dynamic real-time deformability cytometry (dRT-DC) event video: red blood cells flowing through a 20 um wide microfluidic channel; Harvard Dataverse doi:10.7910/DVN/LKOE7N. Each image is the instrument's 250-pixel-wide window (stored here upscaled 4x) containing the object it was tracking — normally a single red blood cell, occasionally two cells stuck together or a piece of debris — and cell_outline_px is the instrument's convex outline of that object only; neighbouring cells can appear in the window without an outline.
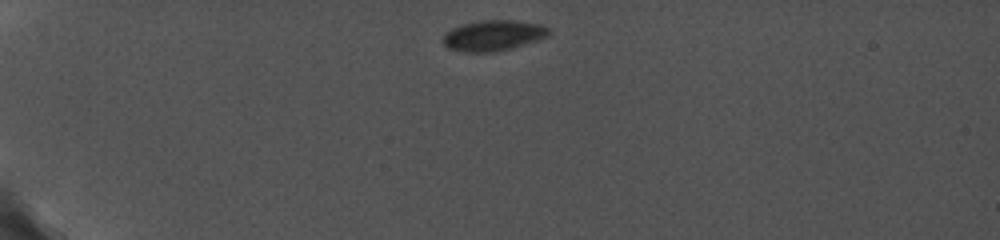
{"species": "common noctule bat (a hibernating species)", "species_latin": "Nyctalus noctula", "temperature_condition": "cold", "stored_images_in_passage": 17, "camera_frame_rate_fps": 5000, "um_per_image_px": 0.085, "animal": {"sex": "female", "body_mass_g": 19.0, "forearm_length_mm": 56.7}, "frame": {"image": 1, "passage_image": 1, "time_ms": 0.0, "image_size_px": [1000, 240], "cell_outline_px": [[552, 32], [548, 36], [512, 48], [492, 52], [464, 52], [448, 48], [444, 44], [444, 32], [452, 28], [464, 24], [484, 20], [512, 20], [540, 24], [548, 28]], "centroid_in_image_um": [41.93, 3.02], "position_along_channel_um": 43.1, "area_um2": 18.73}}
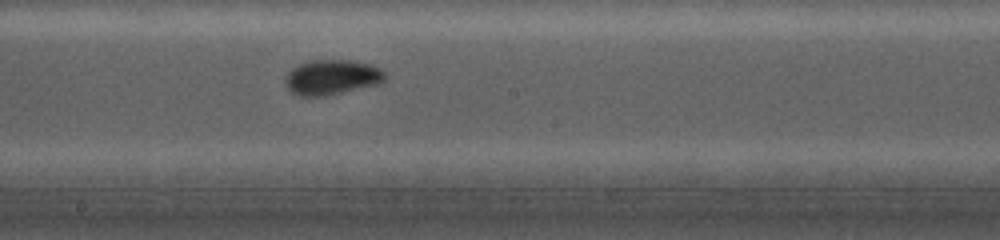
{"frame": {"image": 2, "passage_image": 7, "time_ms": 6.2, "image_size_px": [1000, 240], "cell_outline_px": [[388, 76], [380, 84], [324, 96], [300, 96], [292, 92], [288, 88], [284, 80], [288, 72], [292, 68], [300, 64], [312, 60], [352, 60], [372, 64], [380, 68]], "centroid_in_image_um": [28.24, 6.56], "position_along_channel_um": 220.0, "area_um2": 20.46}}
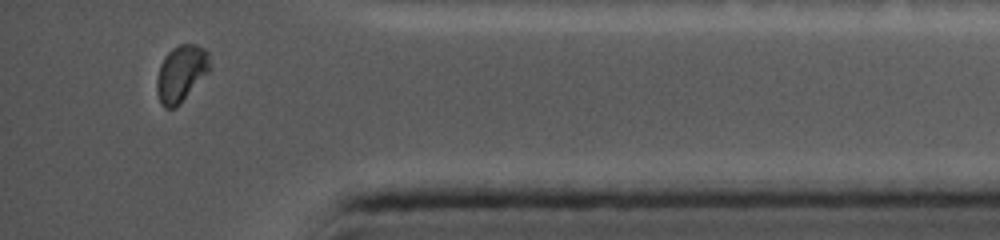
{"frame": {"image": 3, "passage_image": 16, "time_ms": 11.6, "image_size_px": [1000, 240], "cell_outline_px": [[212, 68], [180, 104], [176, 108], [164, 108], [160, 104], [156, 92], [156, 80], [160, 64], [164, 56], [172, 48], [180, 44], [196, 44], [204, 48], [208, 52], [212, 64]], "centroid_in_image_um": [15.4, 6.24], "position_along_channel_um": 419.8, "area_um2": 17.86}}